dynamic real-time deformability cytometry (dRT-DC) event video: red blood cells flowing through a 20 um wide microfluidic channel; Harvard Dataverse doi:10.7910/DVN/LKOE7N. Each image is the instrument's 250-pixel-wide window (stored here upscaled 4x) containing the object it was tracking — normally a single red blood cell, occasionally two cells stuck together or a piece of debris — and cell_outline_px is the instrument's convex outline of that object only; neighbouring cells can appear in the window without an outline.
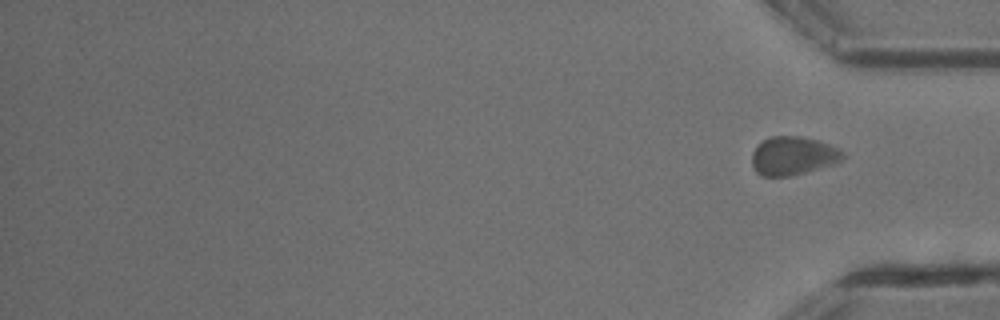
{"species": "common noctule bat (a hibernating species)", "species_latin": "Nyctalus noctula", "temperature_condition": "cold", "stored_images_in_passage": 13, "segment_of_instrument_passage": [2, 2], "camera_frame_rate_fps": 3000, "um_per_image_px": 0.085, "animal": {"sex": "male", "body_mass_g": 13.3}, "frame": {"image": 1, "passage_image": 13, "time_ms": 4.0, "image_size_px": [1000, 320], "cell_outline_px": [[844, 156], [840, 160], [832, 164], [804, 172], [788, 176], [760, 176], [752, 168], [752, 152], [756, 144], [768, 136], [800, 136], [816, 140], [828, 144], [844, 152]], "centroid_in_image_um": [67.32, 13.23], "position_along_channel_um": 367.9, "area_um2": 20.35}}